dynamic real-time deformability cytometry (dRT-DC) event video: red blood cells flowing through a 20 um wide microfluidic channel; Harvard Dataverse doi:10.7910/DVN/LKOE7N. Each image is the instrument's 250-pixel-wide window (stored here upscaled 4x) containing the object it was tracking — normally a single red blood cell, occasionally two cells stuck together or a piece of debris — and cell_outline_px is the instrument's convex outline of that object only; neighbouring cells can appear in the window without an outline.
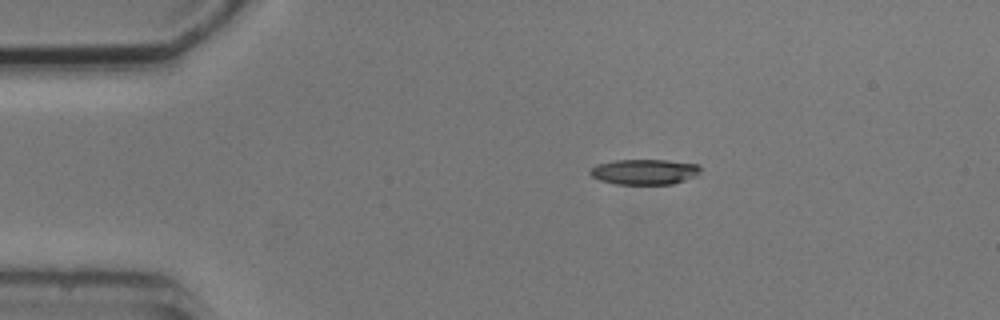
{"species": "common noctule bat (a hibernating species)", "species_latin": "Nyctalus noctula", "temperature_condition": "cold", "stored_images_in_passage": 5, "camera_frame_rate_fps": 3000, "um_per_image_px": 0.085, "animal": {"sex": "male", "body_mass_g": 20.5, "forearm_length_mm": 52.5}, "frame": {"image": 1, "passage_image": 1, "time_ms": 0.0, "image_size_px": [1000, 320], "cell_outline_px": [[700, 172], [696, 176], [672, 184], [616, 184], [600, 180], [592, 176], [588, 172], [596, 164], [612, 160], [668, 160], [700, 164]], "centroid_in_image_um": [54.78, 14.59], "position_along_channel_um": 30.2, "area_um2": 16.42}}
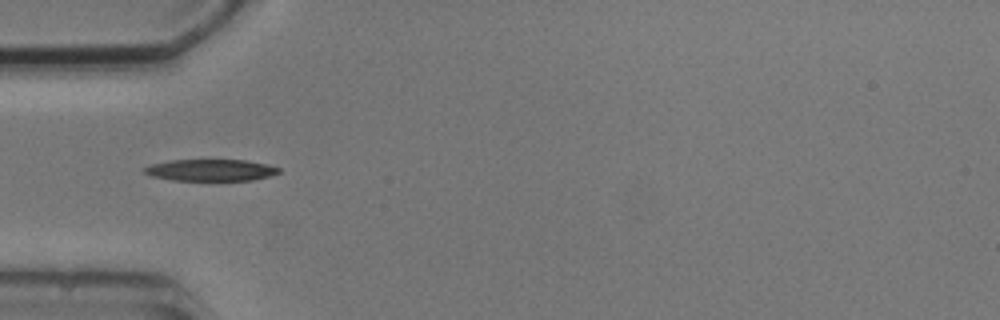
{"frame": {"image": 2, "passage_image": 3, "time_ms": 2.333, "image_size_px": [1000, 320], "cell_outline_px": [[280, 172], [268, 176], [252, 180], [172, 180], [152, 176], [144, 172], [144, 168], [152, 164], [172, 160], [244, 160], [268, 164], [280, 168]], "centroid_in_image_um": [17.93, 14.46], "position_along_channel_um": 67.1, "area_um2": 16.76}}
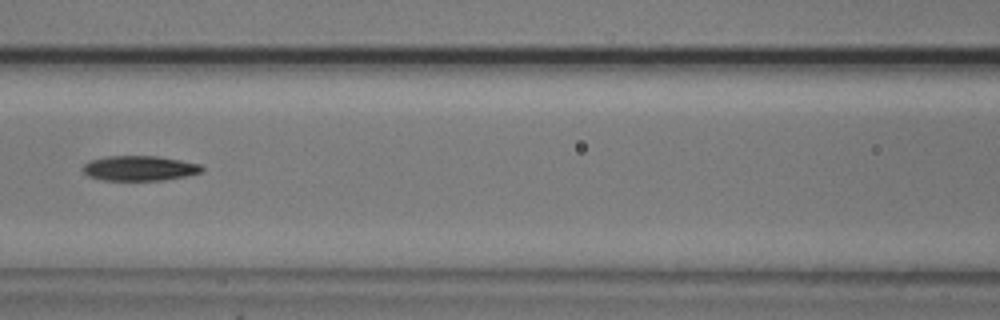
{"frame": {"image": 3, "passage_image": 5, "time_ms": 4.667, "image_size_px": [1000, 320], "cell_outline_px": [[204, 168], [200, 172], [184, 176], [164, 180], [100, 180], [88, 176], [80, 168], [88, 160], [108, 156], [156, 156], [180, 160], [200, 164]], "centroid_in_image_um": [11.79, 14.3], "position_along_channel_um": 154.8, "area_um2": 17.34}}